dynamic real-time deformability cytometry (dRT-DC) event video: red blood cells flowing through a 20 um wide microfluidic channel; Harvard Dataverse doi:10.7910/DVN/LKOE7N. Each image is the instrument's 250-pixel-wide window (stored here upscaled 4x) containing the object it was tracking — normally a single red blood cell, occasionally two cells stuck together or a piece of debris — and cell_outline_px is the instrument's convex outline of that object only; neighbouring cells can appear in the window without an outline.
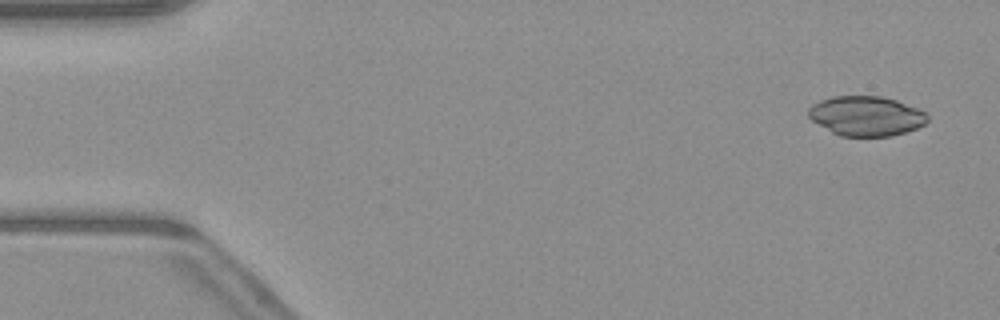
{"species": "common noctule bat (a hibernating species)", "species_latin": "Nyctalus noctula", "temperature_condition": "warm", "stored_images_in_passage": 14, "camera_frame_rate_fps": 3000, "um_per_image_px": 0.085, "animal": {"sex": "male", "body_mass_g": 23.1, "forearm_length_mm": 52.7}, "frame": {"image": 1, "passage_image": 3, "time_ms": 0.667, "image_size_px": [1000, 320], "cell_outline_px": [[928, 120], [924, 124], [916, 128], [892, 136], [840, 136], [832, 132], [812, 120], [808, 116], [808, 108], [812, 104], [820, 100], [832, 96], [880, 96], [896, 100], [916, 108], [924, 112], [928, 116]], "centroid_in_image_um": [73.6, 9.85], "position_along_channel_um": 11.4, "area_um2": 27.4}}